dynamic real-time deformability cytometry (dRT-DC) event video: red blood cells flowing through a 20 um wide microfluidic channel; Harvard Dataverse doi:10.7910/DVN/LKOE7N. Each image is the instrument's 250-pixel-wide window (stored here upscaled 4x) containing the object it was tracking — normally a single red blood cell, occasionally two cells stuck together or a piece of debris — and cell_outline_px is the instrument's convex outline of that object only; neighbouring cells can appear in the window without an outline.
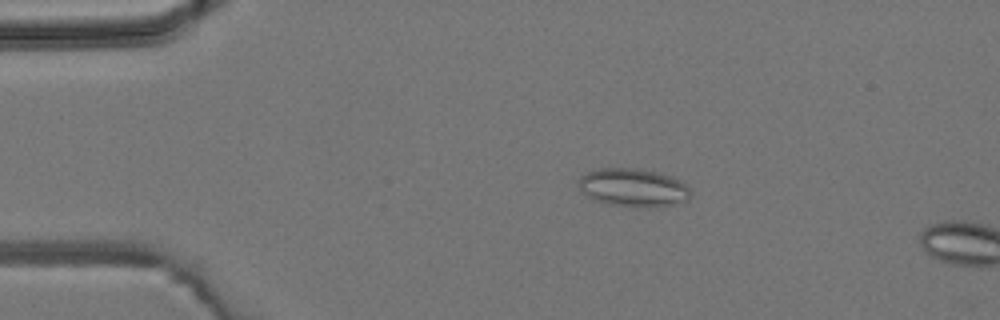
{"species": "common noctule bat (a hibernating species)", "species_latin": "Nyctalus noctula", "temperature_condition": "room temperature", "stored_images_in_passage": 3, "camera_frame_rate_fps": 3000, "um_per_image_px": 0.085, "animal": {"sex": "male", "body_mass_g": 19.2, "forearm_length_mm": 51.8}, "frame": {"image": 1, "passage_image": 2, "time_ms": 1.333, "image_size_px": [1000, 320], "cell_outline_px": [[692, 192], [688, 200], [672, 204], [636, 208], [608, 204], [596, 200], [588, 196], [580, 188], [580, 176], [588, 172], [600, 168], [636, 168], [656, 172], [672, 176], [680, 180]], "centroid_in_image_um": [53.84, 15.94], "position_along_channel_um": 31.2, "area_um2": 24.74}}